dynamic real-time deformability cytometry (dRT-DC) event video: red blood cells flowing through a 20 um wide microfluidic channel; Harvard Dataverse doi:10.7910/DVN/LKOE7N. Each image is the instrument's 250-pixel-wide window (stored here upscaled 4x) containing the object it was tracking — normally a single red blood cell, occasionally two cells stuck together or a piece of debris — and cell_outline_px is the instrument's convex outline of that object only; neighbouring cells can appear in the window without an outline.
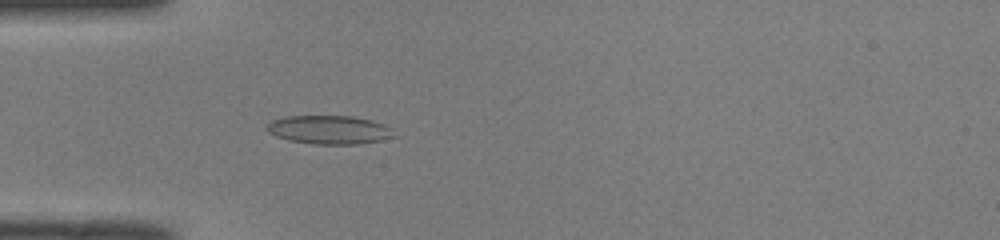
{"species": "common noctule bat (a hibernating species)", "species_latin": "Nyctalus noctula", "temperature_condition": "room temperature", "stored_images_in_passage": 38, "camera_frame_rate_fps": 3000, "um_per_image_px": 0.085, "animal": {"sex": "male", "body_mass_g": 19.0, "forearm_length_mm": 50.8}, "frame": {"image": 1, "passage_image": 4, "time_ms": 1.0, "image_size_px": [1000, 240], "cell_outline_px": [[396, 136], [380, 140], [360, 144], [312, 144], [292, 140], [276, 136], [268, 132], [268, 124], [272, 120], [284, 116], [352, 116], [372, 120], [384, 124], [392, 128]], "centroid_in_image_um": [28.03, 11.02], "position_along_channel_um": 57.0, "area_um2": 21.15}}
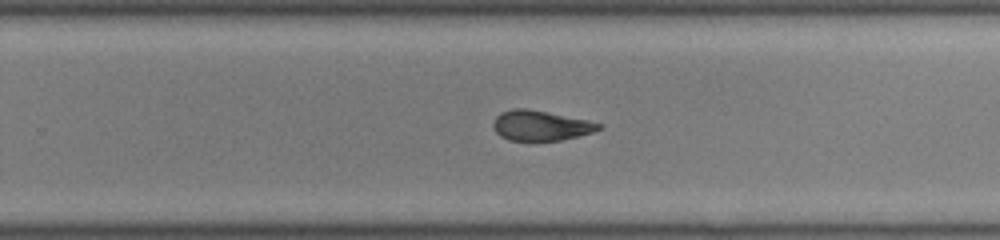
{"frame": {"image": 2, "passage_image": 21, "time_ms": 6.667, "image_size_px": [1000, 240], "cell_outline_px": [[604, 128], [592, 132], [560, 140], [508, 140], [500, 136], [496, 132], [492, 124], [496, 116], [500, 112], [512, 108], [524, 108], [548, 112], [588, 120], [604, 124]], "centroid_in_image_um": [45.95, 10.66], "position_along_channel_um": 283.8, "area_um2": 18.5}}
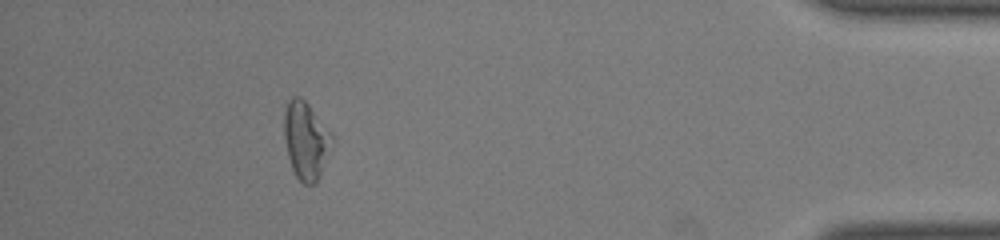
{"frame": {"image": 3, "passage_image": 34, "time_ms": 11.0, "image_size_px": [1000, 240], "cell_outline_px": [[332, 136], [316, 184], [304, 184], [296, 176], [292, 168], [288, 156], [284, 136], [284, 112], [288, 100], [292, 96], [300, 96], [308, 104]], "centroid_in_image_um": [25.93, 11.9], "position_along_channel_um": 409.3, "area_um2": 20.69}, "authors_computed_cell_mechanics": {"area_um2": 19.6809, "velocity_mm_per_s": 4.1, "shape_relaxation_time_tau1_ms": 8.5493, "shape_relaxation_time_tau2_ms": 2.1209, "deformation_change_tau1": 0.2426, "deformation_change_tau2": 0.1046}}